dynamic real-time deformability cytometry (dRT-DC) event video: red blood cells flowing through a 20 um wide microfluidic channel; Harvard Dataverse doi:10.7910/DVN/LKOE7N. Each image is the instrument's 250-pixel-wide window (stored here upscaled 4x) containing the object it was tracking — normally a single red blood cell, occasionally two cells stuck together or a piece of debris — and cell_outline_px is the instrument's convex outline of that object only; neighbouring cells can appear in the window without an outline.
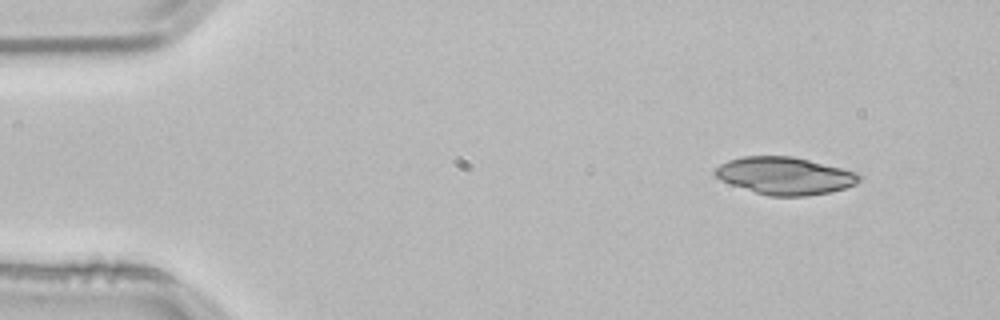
{"species": "common noctule bat (a hibernating species)", "species_latin": "Nyctalus noctula", "temperature_condition": "room temperature", "stored_images_in_passage": 10, "camera_frame_rate_fps": 3000, "um_per_image_px": 0.085, "animal": {"sex": "male", "body_mass_g": 21.5, "forearm_length_mm": 52.0}, "frame": {"image": 1, "passage_image": 10, "time_ms": 3.0, "image_size_px": [1000, 320], "cell_outline_px": [[864, 176], [856, 184], [844, 188], [828, 192], [804, 196], [768, 196], [732, 184], [716, 176], [712, 172], [720, 164], [728, 160], [744, 156], [792, 156], [856, 172]], "centroid_in_image_um": [66.73, 14.93], "position_along_channel_um": 18.3, "area_um2": 31.04}}